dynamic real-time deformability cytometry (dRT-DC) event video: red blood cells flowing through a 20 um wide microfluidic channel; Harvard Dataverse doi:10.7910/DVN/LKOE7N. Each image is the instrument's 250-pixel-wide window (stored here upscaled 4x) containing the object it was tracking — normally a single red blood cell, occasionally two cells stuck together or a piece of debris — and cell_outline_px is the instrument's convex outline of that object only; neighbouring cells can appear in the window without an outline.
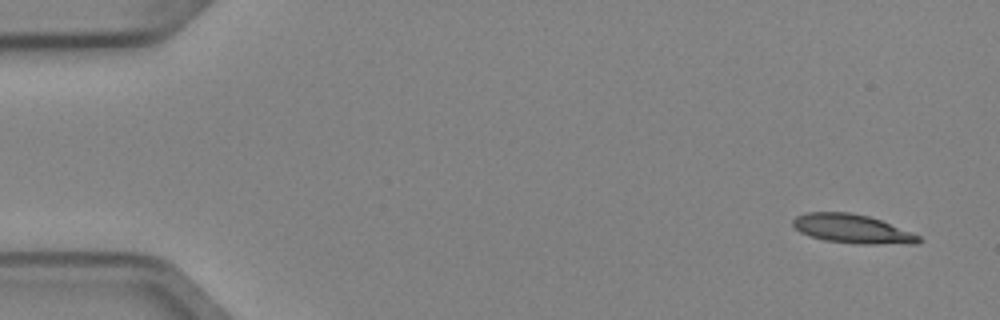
{"species": "Egyptian fruit bat (a non-hibernating species)", "species_latin": "Rousettus aegyptiacus", "temperature_condition": "cold", "stored_images_in_passage": 4, "camera_frame_rate_fps": 3000, "um_per_image_px": 0.085, "animal": {"sex": "female"}, "frame": {"image": 1, "passage_image": 1, "time_ms": 0.0, "image_size_px": [1000, 320], "cell_outline_px": [[920, 240], [916, 244], [860, 244], [824, 240], [808, 236], [800, 232], [792, 224], [792, 220], [796, 216], [804, 212], [848, 212], [868, 216], [880, 220], [912, 232], [920, 236]], "centroid_in_image_um": [72.42, 19.45], "position_along_channel_um": 12.6, "area_um2": 21.21}}
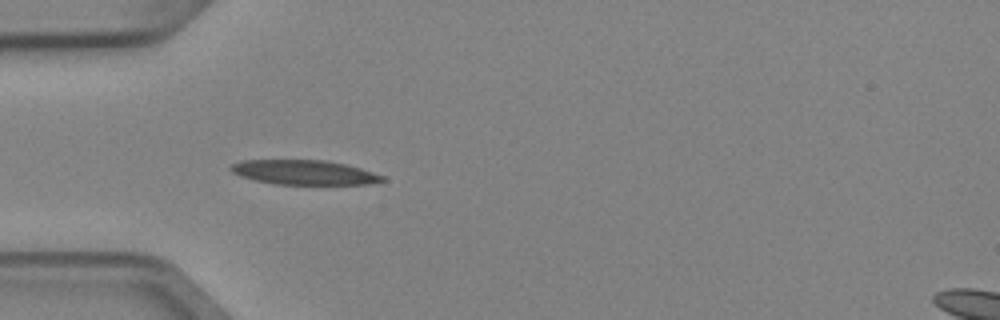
{"frame": {"image": 2, "passage_image": 4, "time_ms": 1.0, "image_size_px": [1000, 320], "cell_outline_px": [[384, 180], [368, 184], [276, 184], [256, 180], [240, 176], [232, 172], [228, 168], [232, 164], [240, 160], [324, 160], [348, 164], [384, 176]], "centroid_in_image_um": [25.82, 14.64], "position_along_channel_um": 59.2, "area_um2": 21.62}}